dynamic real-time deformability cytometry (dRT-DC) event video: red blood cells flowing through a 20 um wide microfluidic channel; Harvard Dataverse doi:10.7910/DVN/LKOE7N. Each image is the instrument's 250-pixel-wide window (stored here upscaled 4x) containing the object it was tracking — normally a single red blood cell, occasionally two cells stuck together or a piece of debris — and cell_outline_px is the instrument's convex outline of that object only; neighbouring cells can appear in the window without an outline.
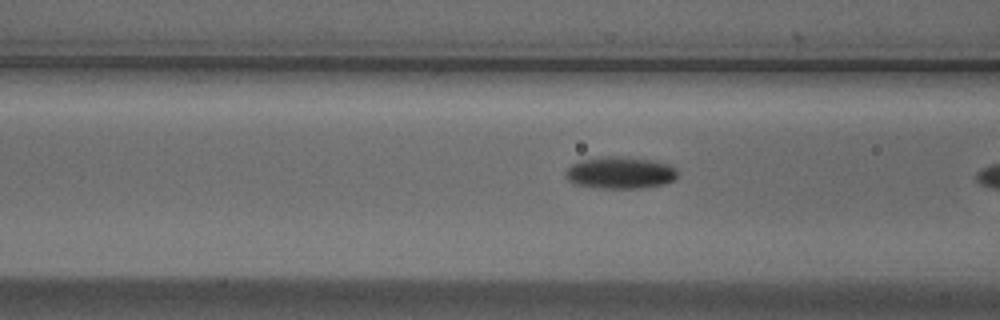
{"species": "Egyptian fruit bat (a non-hibernating species)", "species_latin": "Rousettus aegyptiacus", "temperature_condition": "cold", "stored_images_in_passage": 8, "camera_frame_rate_fps": 3000, "um_per_image_px": 0.085, "animal": {"sex": "male"}, "frame": {"image": 1, "passage_image": 7, "time_ms": 2.0, "image_size_px": [1000, 320], "cell_outline_px": [[676, 180], [664, 184], [644, 188], [600, 188], [572, 184], [564, 176], [564, 172], [572, 164], [580, 160], [604, 156], [620, 156], [652, 160], [668, 164], [676, 168]], "centroid_in_image_um": [52.69, 14.68], "position_along_channel_um": 113.9, "area_um2": 21.1}}